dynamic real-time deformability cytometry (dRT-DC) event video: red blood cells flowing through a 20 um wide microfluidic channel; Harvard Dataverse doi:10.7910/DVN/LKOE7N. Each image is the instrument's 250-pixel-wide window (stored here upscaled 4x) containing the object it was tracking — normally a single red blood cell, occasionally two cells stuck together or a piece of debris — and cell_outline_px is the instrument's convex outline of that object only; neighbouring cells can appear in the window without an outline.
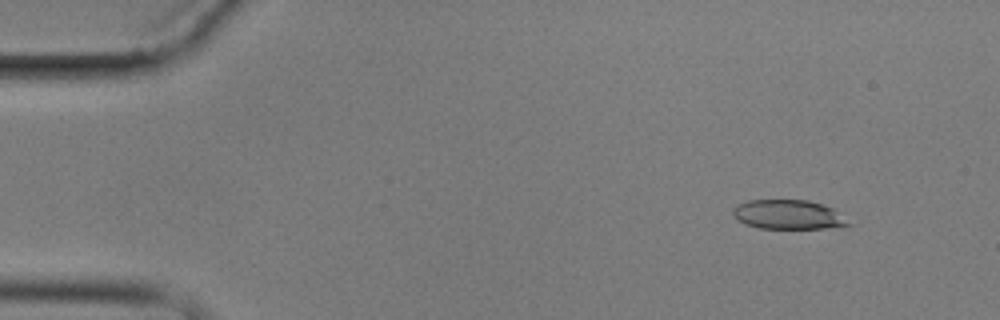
{"species": "common noctule bat (a hibernating species)", "species_latin": "Nyctalus noctula", "temperature_condition": "cold", "stored_images_in_passage": 5, "camera_frame_rate_fps": 3000, "um_per_image_px": 0.085, "animal": {"sex": "male", "body_mass_g": 17.9}, "frame": {"image": 1, "passage_image": 2, "time_ms": 1.0, "image_size_px": [1000, 320], "cell_outline_px": [[852, 224], [824, 228], [756, 228], [744, 224], [732, 216], [732, 208], [748, 200], [808, 200], [832, 208]], "centroid_in_image_um": [66.92, 18.24], "position_along_channel_um": 18.1, "area_um2": 19.54}}
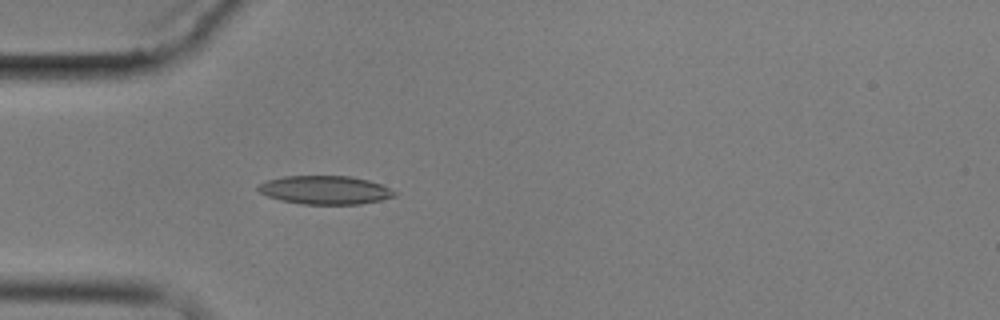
{"frame": {"image": 2, "passage_image": 5, "time_ms": 4.667, "image_size_px": [1000, 320], "cell_outline_px": [[400, 192], [396, 196], [380, 200], [360, 204], [304, 204], [280, 200], [268, 196], [260, 192], [256, 188], [260, 184], [268, 180], [284, 176], [352, 176], [368, 180], [380, 184]], "centroid_in_image_um": [27.68, 16.15], "position_along_channel_um": 57.3, "area_um2": 22.66}}